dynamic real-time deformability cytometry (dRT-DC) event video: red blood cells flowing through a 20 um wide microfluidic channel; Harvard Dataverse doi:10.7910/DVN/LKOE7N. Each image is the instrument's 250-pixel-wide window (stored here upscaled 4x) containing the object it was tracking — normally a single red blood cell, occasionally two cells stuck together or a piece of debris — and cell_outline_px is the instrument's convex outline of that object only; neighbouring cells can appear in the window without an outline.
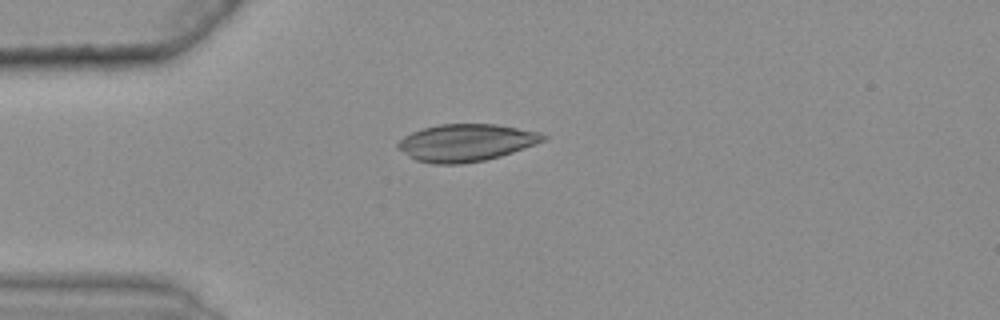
{"species": "common noctule bat (a hibernating species)", "species_latin": "Nyctalus noctula", "temperature_condition": "warm", "stored_images_in_passage": 35, "camera_frame_rate_fps": 3000, "um_per_image_px": 0.085, "animal": {"sex": "female", "body_mass_g": 25.1}, "frame": {"image": 1, "passage_image": 1, "time_ms": 0.0, "image_size_px": [1000, 320], "cell_outline_px": [[548, 136], [544, 140], [536, 144], [500, 156], [484, 160], [460, 164], [432, 164], [416, 160], [408, 156], [396, 148], [396, 144], [404, 136], [420, 128], [440, 124], [496, 124], [540, 132]], "centroid_in_image_um": [39.58, 12.12], "position_along_channel_um": 45.4, "area_um2": 31.62}}
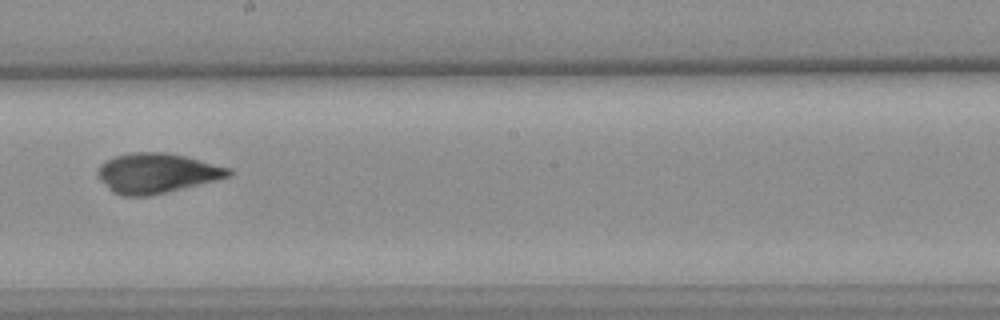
{"frame": {"image": 2, "passage_image": 18, "time_ms": 5.667, "image_size_px": [1000, 320], "cell_outline_px": [[232, 172], [228, 176], [216, 180], [148, 196], [124, 196], [112, 192], [100, 180], [96, 172], [100, 164], [116, 156], [132, 152], [168, 152], [232, 168]], "centroid_in_image_um": [13.29, 14.71], "position_along_channel_um": 234.9, "area_um2": 30.17}}
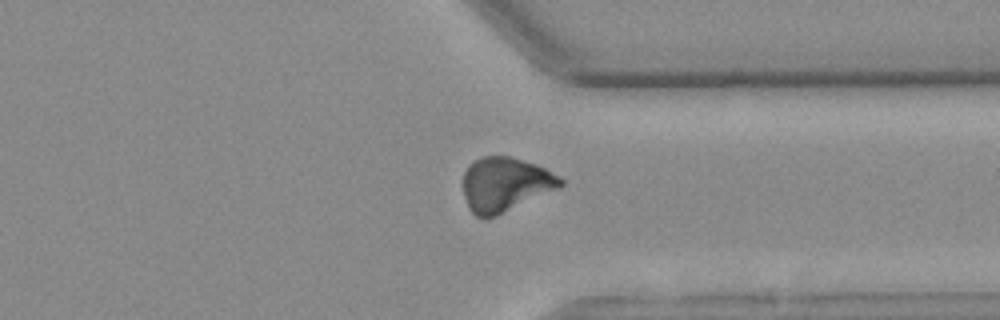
{"frame": {"image": 3, "passage_image": 29, "time_ms": 9.333, "image_size_px": [1000, 320], "cell_outline_px": [[564, 184], [556, 188], [496, 216], [476, 216], [468, 208], [464, 196], [464, 172], [468, 164], [480, 156], [508, 156], [536, 164], [560, 176], [564, 180]], "centroid_in_image_um": [42.91, 15.64], "position_along_channel_um": 368.5, "area_um2": 30.35}}